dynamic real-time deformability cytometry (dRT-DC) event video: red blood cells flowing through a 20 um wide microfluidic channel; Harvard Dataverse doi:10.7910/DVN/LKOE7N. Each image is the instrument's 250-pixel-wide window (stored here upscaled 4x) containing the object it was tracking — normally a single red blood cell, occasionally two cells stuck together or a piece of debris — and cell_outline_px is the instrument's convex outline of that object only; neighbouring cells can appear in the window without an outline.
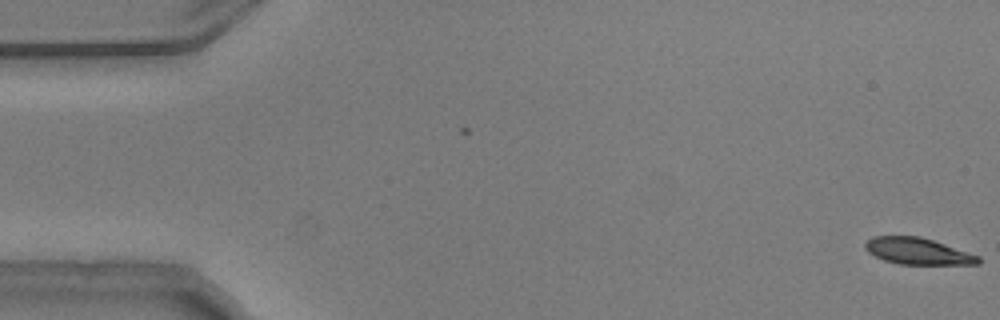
{"species": "common noctule bat (a hibernating species)", "species_latin": "Nyctalus noctula", "temperature_condition": "warm", "stored_images_in_passage": 5, "camera_frame_rate_fps": 3000, "um_per_image_px": 0.085, "animal": {"sex": "male", "body_mass_g": 20.5, "forearm_length_mm": 52.5}, "frame": {"image": 1, "passage_image": 5, "time_ms": 1.333, "image_size_px": [1000, 320], "cell_outline_px": [[980, 264], [900, 264], [884, 260], [868, 252], [864, 248], [864, 244], [872, 236], [920, 236], [980, 256]], "centroid_in_image_um": [77.99, 21.35], "position_along_channel_um": 7.0, "area_um2": 17.34}}